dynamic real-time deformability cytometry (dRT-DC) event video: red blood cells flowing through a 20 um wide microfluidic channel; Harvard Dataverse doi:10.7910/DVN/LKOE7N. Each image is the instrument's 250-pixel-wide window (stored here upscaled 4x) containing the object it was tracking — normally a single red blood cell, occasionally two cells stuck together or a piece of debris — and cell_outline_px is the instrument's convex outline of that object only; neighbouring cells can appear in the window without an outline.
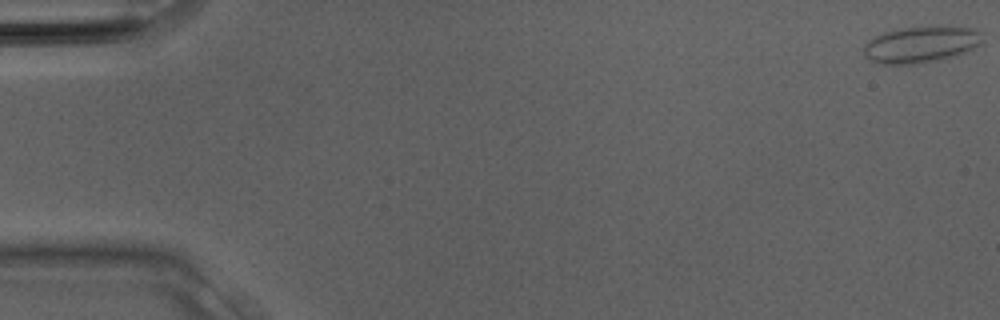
{"species": "Egyptian fruit bat (a non-hibernating species)", "species_latin": "Rousettus aegyptiacus", "temperature_condition": "room temperature", "stored_images_in_passage": 33, "camera_frame_rate_fps": 3000, "um_per_image_px": 0.085, "animal": {"sex": "male"}, "frame": {"image": 1, "passage_image": 1, "time_ms": 0.0, "image_size_px": [1000, 320], "cell_outline_px": [[984, 44], [964, 52], [952, 56], [936, 60], [916, 64], [880, 64], [864, 56], [864, 44], [868, 40], [884, 32], [904, 28], [940, 24], [980, 28], [984, 32]], "centroid_in_image_um": [78.4, 3.73], "position_along_channel_um": 6.6, "area_um2": 26.01}}
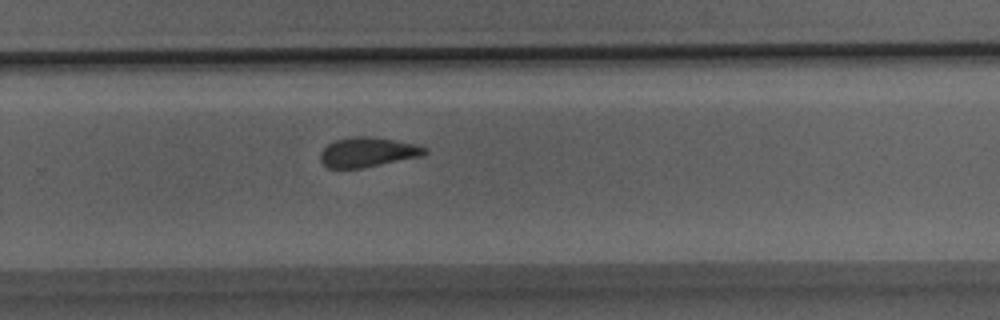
{"frame": {"image": 2, "passage_image": 22, "time_ms": 7.0, "image_size_px": [1000, 320], "cell_outline_px": [[428, 152], [424, 156], [364, 168], [328, 168], [320, 160], [320, 152], [328, 144], [336, 140], [352, 136], [368, 136], [416, 144], [428, 148]], "centroid_in_image_um": [31.29, 12.94], "position_along_channel_um": 298.5, "area_um2": 18.21}}
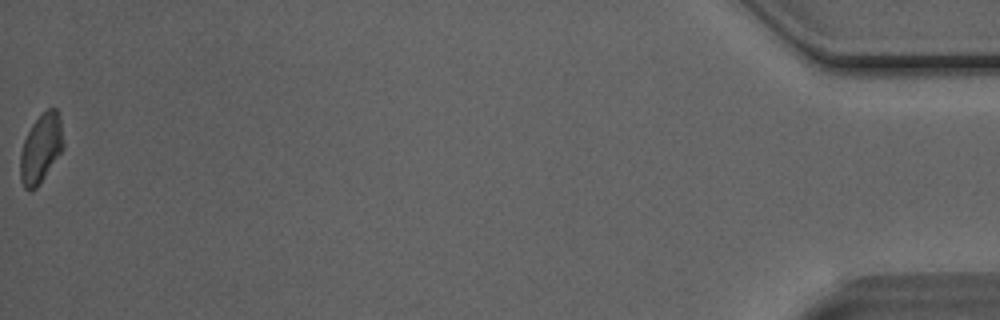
{"frame": {"image": 3, "passage_image": 33, "time_ms": 10.667, "image_size_px": [1000, 320], "cell_outline_px": [[64, 148], [36, 188], [32, 192], [28, 192], [24, 188], [20, 180], [20, 152], [24, 140], [32, 124], [48, 108], [56, 108], [60, 116], [64, 140]], "centroid_in_image_um": [3.48, 12.64], "position_along_channel_um": 431.7, "area_um2": 17.4}}